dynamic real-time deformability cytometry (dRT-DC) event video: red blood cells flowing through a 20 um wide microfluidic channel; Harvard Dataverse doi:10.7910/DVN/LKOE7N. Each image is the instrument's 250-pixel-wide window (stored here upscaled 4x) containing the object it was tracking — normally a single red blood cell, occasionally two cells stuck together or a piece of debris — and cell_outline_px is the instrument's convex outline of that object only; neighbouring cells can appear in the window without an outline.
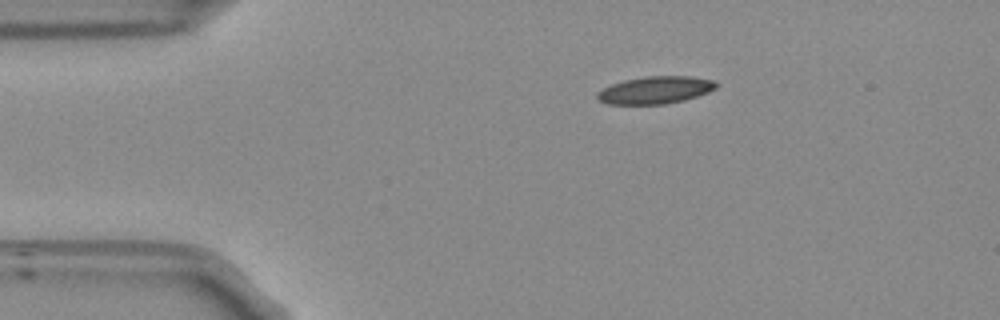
{"species": "Egyptian fruit bat (a non-hibernating species)", "species_latin": "Rousettus aegyptiacus", "temperature_condition": "room temperature", "stored_images_in_passage": 44, "camera_frame_rate_fps": 3000, "um_per_image_px": 0.085, "frame": {"image": 1, "passage_image": 1, "time_ms": 0.0, "image_size_px": [1000, 320], "cell_outline_px": [[720, 84], [716, 88], [708, 92], [684, 100], [664, 104], [608, 104], [596, 100], [596, 92], [612, 84], [624, 80], [644, 76], [692, 76], [716, 80]], "centroid_in_image_um": [55.71, 7.65], "position_along_channel_um": 29.3, "area_um2": 19.19}}
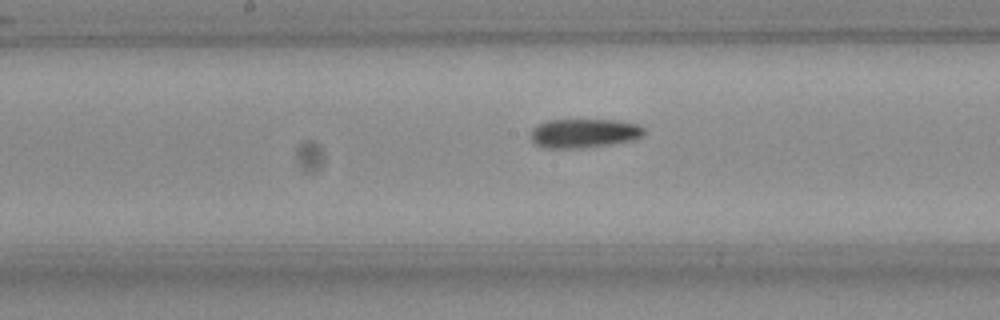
{"frame": {"image": 2, "passage_image": 18, "time_ms": 5.667, "image_size_px": [1000, 320], "cell_outline_px": [[644, 132], [640, 136], [632, 140], [612, 144], [576, 148], [544, 148], [536, 144], [532, 140], [532, 128], [536, 124], [544, 120], [620, 120], [640, 124], [644, 128]], "centroid_in_image_um": [49.63, 11.31], "position_along_channel_um": 198.6, "area_um2": 19.25}}
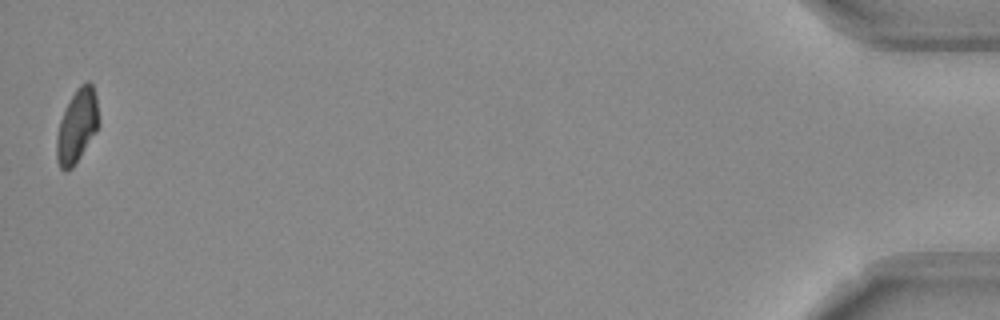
{"frame": {"image": 3, "passage_image": 44, "time_ms": 14.333, "image_size_px": [1000, 320], "cell_outline_px": [[100, 124], [96, 132], [72, 168], [64, 172], [60, 168], [56, 160], [56, 136], [60, 120], [64, 108], [68, 100], [76, 88], [80, 84], [88, 80], [92, 84], [96, 96], [100, 120]], "centroid_in_image_um": [6.54, 10.68], "position_along_channel_um": 428.7, "area_um2": 18.44}, "authors_computed_cell_mechanics": {"area_um2": 19.1029, "velocity_mm_per_s": 3.8012, "shape_relaxation_time_tau1_ms": null, "shape_relaxation_time_tau2_ms": 4.8812, "deformation_change_tau1": null, "deformation_change_tau2": 0.1178}}